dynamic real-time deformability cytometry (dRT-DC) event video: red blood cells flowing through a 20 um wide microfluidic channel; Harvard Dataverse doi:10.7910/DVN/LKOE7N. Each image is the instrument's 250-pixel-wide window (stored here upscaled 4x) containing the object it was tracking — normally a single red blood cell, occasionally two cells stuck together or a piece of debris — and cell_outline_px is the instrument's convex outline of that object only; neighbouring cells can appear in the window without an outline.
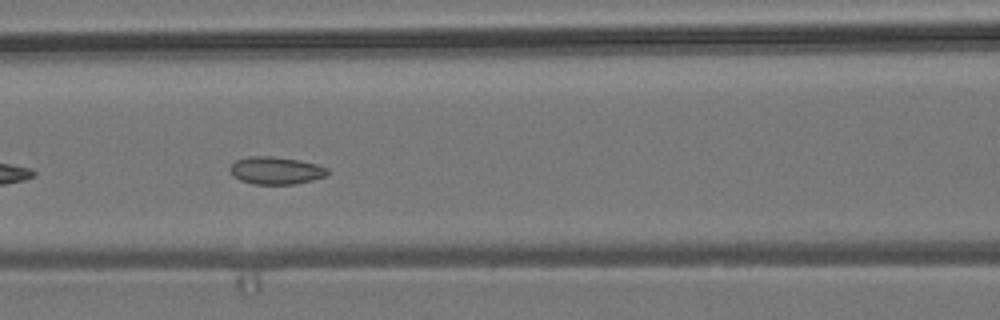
{"species": "common noctule bat (a hibernating species)", "species_latin": "Nyctalus noctula", "temperature_condition": "room temperature", "stored_images_in_passage": 42, "camera_frame_rate_fps": 3000, "um_per_image_px": 0.085, "animal": {"sex": "male", "body_mass_g": 19.2, "forearm_length_mm": 51.8}, "frame": {"image": 1, "passage_image": 9, "time_ms": 2.667, "image_size_px": [1000, 320], "cell_outline_px": [[328, 172], [324, 176], [312, 180], [296, 184], [252, 184], [240, 180], [228, 168], [236, 160], [248, 156], [272, 156], [296, 160], [316, 164], [328, 168]], "centroid_in_image_um": [23.43, 14.49], "position_along_channel_um": 143.2, "area_um2": 15.43}}
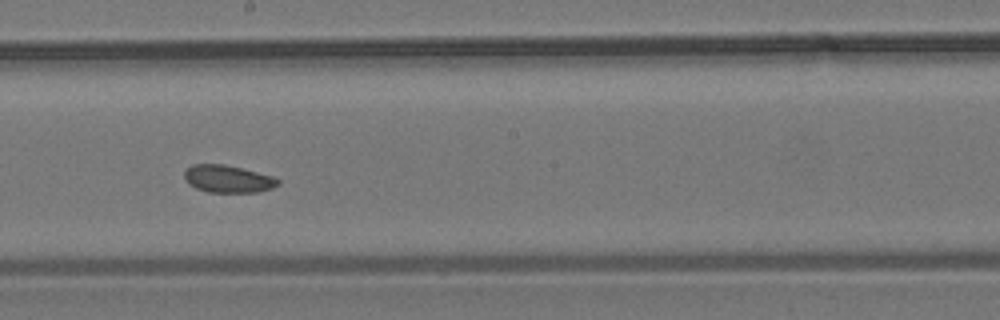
{"frame": {"image": 2, "passage_image": 16, "time_ms": 5.0, "image_size_px": [1000, 320], "cell_outline_px": [[280, 184], [272, 188], [260, 192], [208, 192], [196, 188], [188, 184], [184, 176], [184, 172], [192, 164], [224, 164], [272, 176], [280, 180]], "centroid_in_image_um": [19.37, 15.21], "position_along_channel_um": 228.8, "area_um2": 14.91}}
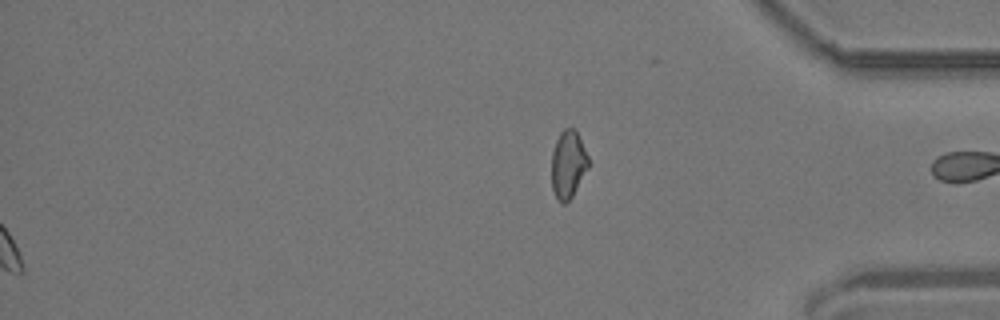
{"frame": {"image": 3, "passage_image": 42, "time_ms": 13.667, "image_size_px": [1000, 320], "cell_outline_px": [[588, 168], [572, 196], [564, 204], [560, 204], [552, 188], [552, 152], [556, 140], [560, 132], [564, 128], [572, 128], [576, 132], [588, 156]], "centroid_in_image_um": [48.27, 13.98], "position_along_channel_um": 386.9, "area_um2": 14.28}, "authors_computed_cell_mechanics": {"area_um2": 15.7505, "velocity_mm_per_s": 3.6859, "shape_relaxation_time_tau1_ms": null, "shape_relaxation_time_tau2_ms": 2.8329, "deformation_change_tau1": null, "deformation_change_tau2": 0.0588}}